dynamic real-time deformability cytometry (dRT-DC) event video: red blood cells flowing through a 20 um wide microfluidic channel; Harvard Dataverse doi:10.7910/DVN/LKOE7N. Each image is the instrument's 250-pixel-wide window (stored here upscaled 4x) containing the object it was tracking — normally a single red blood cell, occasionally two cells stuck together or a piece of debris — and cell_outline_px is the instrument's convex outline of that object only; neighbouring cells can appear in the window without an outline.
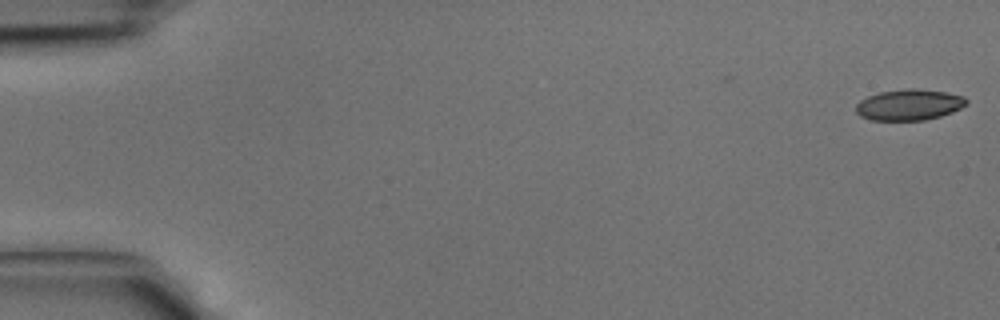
{"species": "common noctule bat (a hibernating species)", "species_latin": "Nyctalus noctula", "temperature_condition": "cold", "stored_images_in_passage": 3, "camera_frame_rate_fps": 3000, "um_per_image_px": 0.085, "animal": {"sex": "male", "body_mass_g": 15.6}, "frame": {"image": 1, "passage_image": 3, "time_ms": 0.667, "image_size_px": [1000, 320], "cell_outline_px": [[968, 104], [952, 112], [940, 116], [924, 120], [872, 120], [860, 116], [856, 112], [856, 104], [860, 100], [868, 96], [880, 92], [904, 88], [916, 88], [944, 92], [964, 96], [968, 100]], "centroid_in_image_um": [77.28, 8.9], "position_along_channel_um": 7.7, "area_um2": 20.0}}